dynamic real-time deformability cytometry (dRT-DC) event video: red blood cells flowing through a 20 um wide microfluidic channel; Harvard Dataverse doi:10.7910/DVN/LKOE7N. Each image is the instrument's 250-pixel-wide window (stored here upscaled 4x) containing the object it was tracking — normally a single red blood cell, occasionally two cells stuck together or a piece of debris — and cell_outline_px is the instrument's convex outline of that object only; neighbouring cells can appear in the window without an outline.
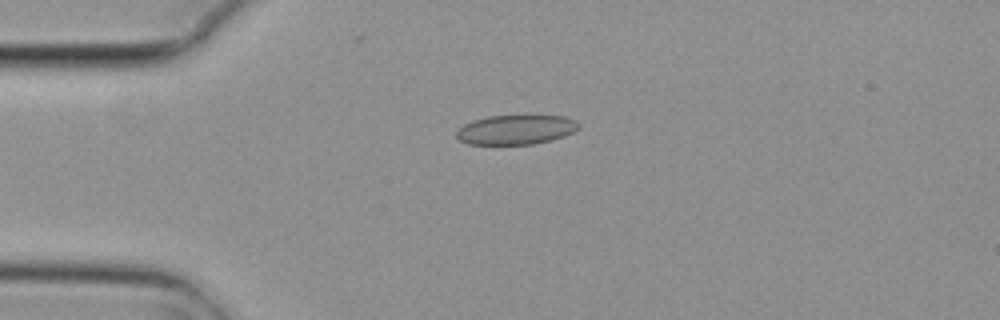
{"species": "common noctule bat (a hibernating species)", "species_latin": "Nyctalus noctula", "temperature_condition": "cold", "stored_images_in_passage": 4, "camera_frame_rate_fps": 3000, "um_per_image_px": 0.085, "animal": {"sex": "female", "body_mass_g": 29.2, "forearm_length_mm": 56.3}, "frame": {"image": 1, "passage_image": 3, "time_ms": 0.667, "image_size_px": [1000, 320], "cell_outline_px": [[580, 128], [564, 136], [532, 144], [468, 144], [460, 140], [456, 136], [456, 132], [464, 124], [472, 120], [488, 116], [524, 112], [564, 116], [576, 120], [580, 124]], "centroid_in_image_um": [43.89, 10.95], "position_along_channel_um": 41.1, "area_um2": 21.96}}